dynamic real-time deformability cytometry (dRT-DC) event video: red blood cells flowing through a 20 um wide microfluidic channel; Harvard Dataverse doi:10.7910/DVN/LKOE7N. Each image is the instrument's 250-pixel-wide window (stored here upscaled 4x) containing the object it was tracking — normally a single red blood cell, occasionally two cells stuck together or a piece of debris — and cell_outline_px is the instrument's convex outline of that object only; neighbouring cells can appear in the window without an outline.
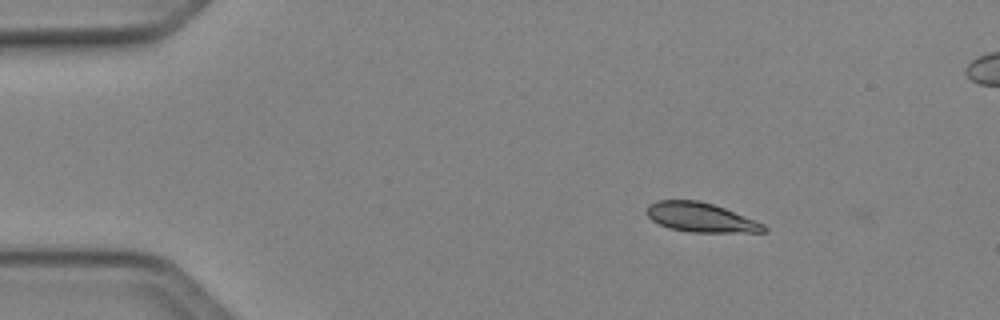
{"species": "Egyptian fruit bat (a non-hibernating species)", "species_latin": "Rousettus aegyptiacus", "temperature_condition": "cold", "stored_images_in_passage": 7, "camera_frame_rate_fps": 3000, "um_per_image_px": 0.085, "animal": {"sex": "female"}, "frame": {"image": 1, "passage_image": 3, "time_ms": 0.667, "image_size_px": [1000, 320], "cell_outline_px": [[768, 232], [692, 232], [668, 228], [652, 220], [648, 216], [648, 204], [656, 200], [700, 200], [724, 208], [756, 220], [764, 224], [768, 228]], "centroid_in_image_um": [59.59, 18.48], "position_along_channel_um": 25.4, "area_um2": 20.0}}